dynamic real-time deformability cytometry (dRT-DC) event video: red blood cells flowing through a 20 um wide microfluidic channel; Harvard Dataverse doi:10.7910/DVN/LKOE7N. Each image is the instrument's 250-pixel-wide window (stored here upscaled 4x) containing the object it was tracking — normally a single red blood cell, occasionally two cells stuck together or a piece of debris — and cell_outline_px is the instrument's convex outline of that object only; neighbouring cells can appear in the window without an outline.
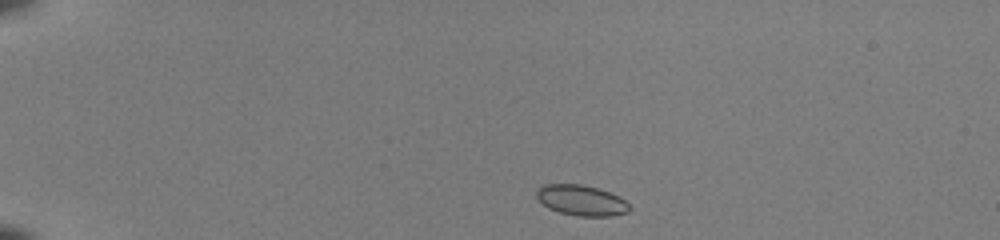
{"species": "common noctule bat (a hibernating species)", "species_latin": "Nyctalus noctula", "temperature_condition": "room temperature", "stored_images_in_passage": 41, "camera_frame_rate_fps": 3000, "um_per_image_px": 0.085, "animal": {"sex": "female", "body_mass_g": 22.0, "forearm_length_mm": 56.7}, "frame": {"image": 1, "passage_image": 1, "time_ms": 0.0, "image_size_px": [1000, 240], "cell_outline_px": [[632, 208], [628, 212], [612, 216], [576, 216], [560, 212], [548, 208], [536, 196], [536, 192], [544, 184], [580, 184], [596, 188], [608, 192], [624, 200]], "centroid_in_image_um": [49.42, 17.04], "position_along_channel_um": 35.6, "area_um2": 16.3}}
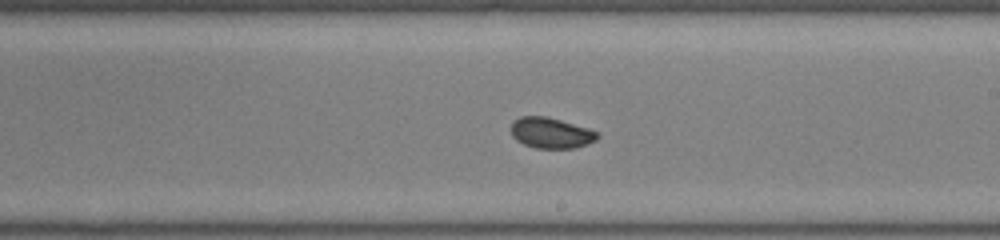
{"frame": {"image": 2, "passage_image": 22, "time_ms": 7.0, "image_size_px": [1000, 240], "cell_outline_px": [[600, 136], [596, 140], [588, 144], [576, 148], [536, 148], [524, 144], [516, 140], [512, 136], [512, 120], [520, 116], [548, 116], [588, 128], [596, 132]], "centroid_in_image_um": [46.83, 11.29], "position_along_channel_um": 242.2, "area_um2": 15.55}}
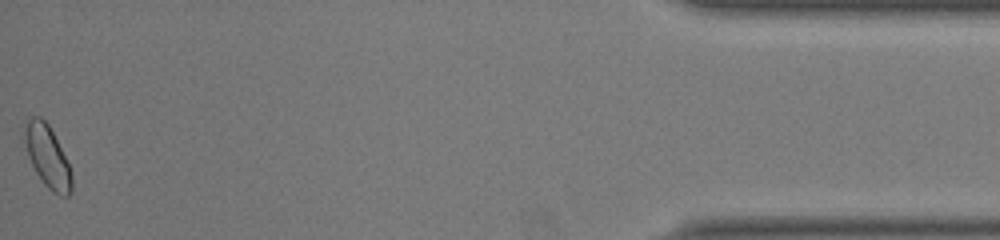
{"frame": {"image": 3, "passage_image": 41, "time_ms": 13.333, "image_size_px": [1000, 240], "cell_outline_px": [[72, 192], [68, 196], [60, 196], [52, 192], [44, 184], [36, 172], [28, 156], [24, 140], [24, 128], [28, 120], [32, 116], [40, 116], [48, 124], [68, 164], [72, 176]], "centroid_in_image_um": [4.03, 13.33], "position_along_channel_um": 431.2, "area_um2": 16.7}, "authors_computed_cell_mechanics": {"area_um2": 15.8372, "velocity_mm_per_s": 4.0667, "shape_relaxation_time_tau1_ms": 4.4955, "shape_relaxation_time_tau2_ms": null, "deformation_change_tau1": 0.0915, "deformation_change_tau2": null}}